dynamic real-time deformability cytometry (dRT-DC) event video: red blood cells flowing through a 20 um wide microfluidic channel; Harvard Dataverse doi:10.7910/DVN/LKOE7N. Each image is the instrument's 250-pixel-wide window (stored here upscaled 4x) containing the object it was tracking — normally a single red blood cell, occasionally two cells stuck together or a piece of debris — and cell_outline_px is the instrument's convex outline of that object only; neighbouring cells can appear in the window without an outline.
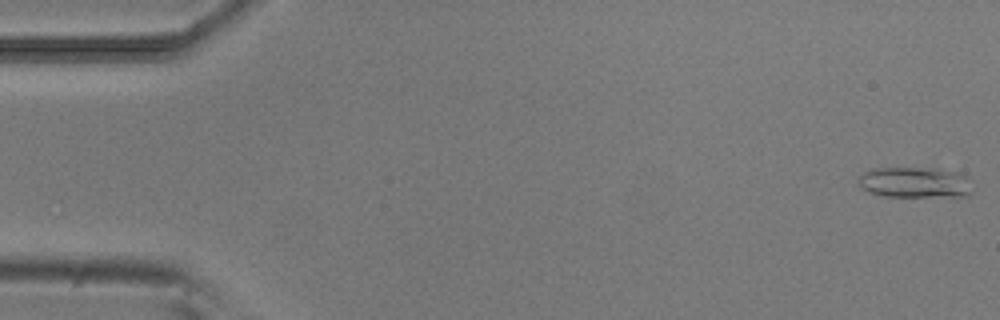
{"species": "common noctule bat (a hibernating species)", "species_latin": "Nyctalus noctula", "temperature_condition": "room temperature", "stored_images_in_passage": 52, "camera_frame_rate_fps": 3000, "um_per_image_px": 0.085, "animal": {"sex": "male", "body_mass_g": 20.5, "forearm_length_mm": 52.5}, "frame": {"image": 1, "passage_image": 1, "time_ms": 0.0, "image_size_px": [1000, 320], "cell_outline_px": [[972, 196], [884, 196], [860, 188], [860, 176], [864, 172], [872, 168], [936, 168], [956, 172], [968, 176], [972, 180]], "centroid_in_image_um": [77.86, 15.5], "position_along_channel_um": 7.1, "area_um2": 20.58}}
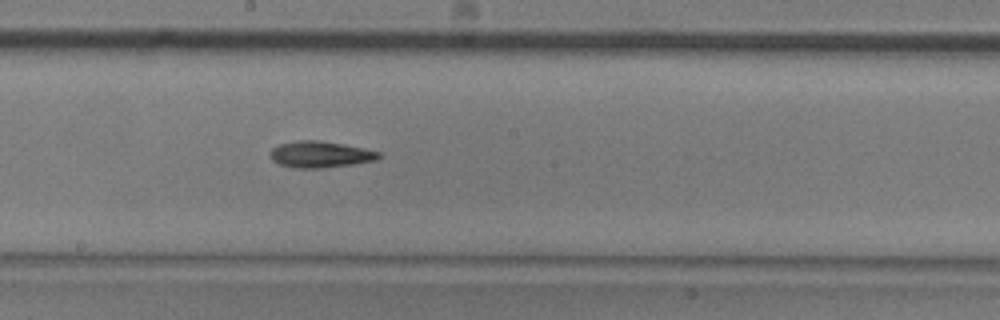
{"frame": {"image": 2, "passage_image": 28, "time_ms": 9.0, "image_size_px": [1000, 320], "cell_outline_px": [[380, 156], [376, 160], [352, 164], [320, 168], [296, 168], [280, 164], [272, 160], [272, 148], [280, 144], [300, 140], [320, 140], [380, 152]], "centroid_in_image_um": [27.21, 13.13], "position_along_channel_um": 221.0, "area_um2": 16.24}}
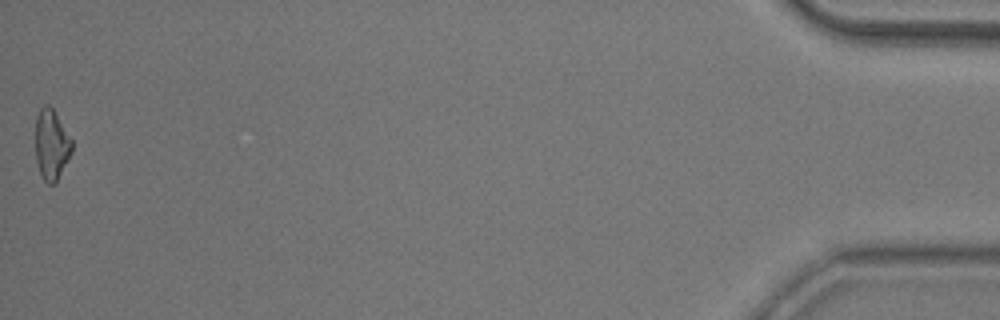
{"frame": {"image": 3, "passage_image": 52, "time_ms": 17.0, "image_size_px": [1000, 320], "cell_outline_px": [[72, 152], [56, 184], [48, 184], [44, 180], [40, 172], [36, 160], [36, 116], [40, 108], [44, 104], [48, 104], [52, 108], [72, 140]], "centroid_in_image_um": [4.37, 12.31], "position_along_channel_um": 430.8, "area_um2": 14.91}, "authors_computed_cell_mechanics": {"area_um2": 16.0973, "velocity_mm_per_s": 3.8648, "shape_relaxation_time_tau1_ms": 3.6445, "shape_relaxation_time_tau2_ms": null, "deformation_change_tau1": 0.1497, "deformation_change_tau2": null}}